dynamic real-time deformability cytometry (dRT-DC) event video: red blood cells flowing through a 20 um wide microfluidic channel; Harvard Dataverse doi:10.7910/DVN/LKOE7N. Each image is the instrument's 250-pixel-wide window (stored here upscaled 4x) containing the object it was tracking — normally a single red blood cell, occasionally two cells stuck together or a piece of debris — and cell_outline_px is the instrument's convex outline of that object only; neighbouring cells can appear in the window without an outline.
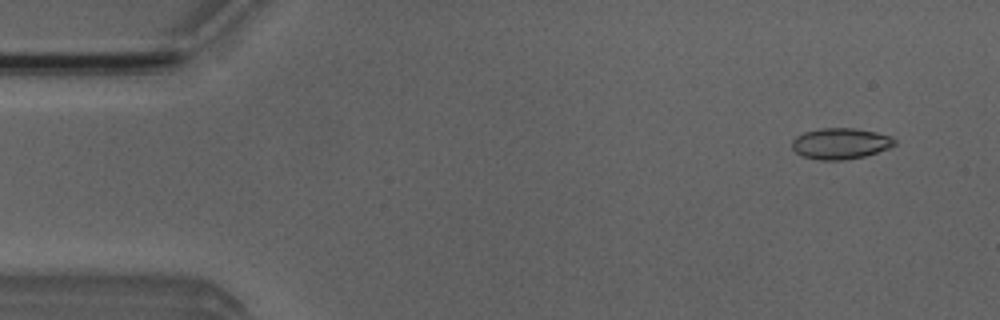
{"species": "Egyptian fruit bat (a non-hibernating species)", "species_latin": "Rousettus aegyptiacus", "temperature_condition": "room temperature", "stored_images_in_passage": 51, "camera_frame_rate_fps": 3000, "um_per_image_px": 0.085, "animal": {"sex": "male"}, "frame": {"image": 1, "passage_image": 4, "time_ms": 1.0, "image_size_px": [1000, 320], "cell_outline_px": [[896, 144], [888, 148], [864, 156], [844, 160], [820, 160], [804, 156], [796, 152], [792, 148], [792, 140], [796, 136], [804, 132], [820, 128], [856, 128], [876, 132], [892, 136], [896, 140]], "centroid_in_image_um": [71.45, 12.19], "position_along_channel_um": 13.6, "area_um2": 18.55}}
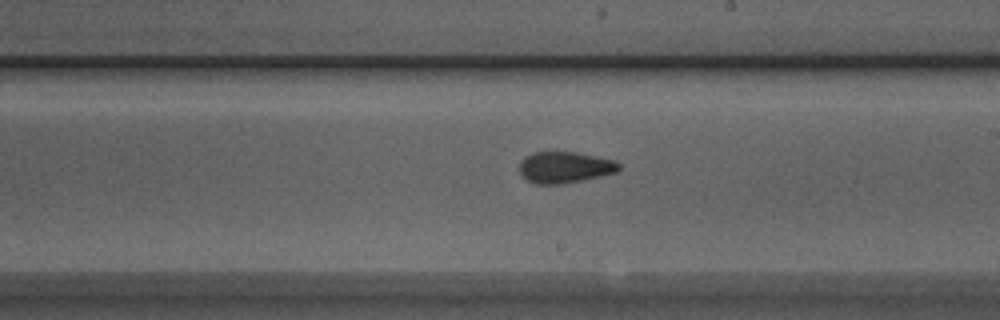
{"frame": {"image": 2, "passage_image": 29, "time_ms": 9.333, "image_size_px": [1000, 320], "cell_outline_px": [[620, 168], [616, 172], [600, 176], [560, 184], [536, 184], [528, 180], [520, 172], [520, 160], [524, 156], [532, 152], [576, 152], [616, 160], [620, 164]], "centroid_in_image_um": [48.0, 14.2], "position_along_channel_um": 241.0, "area_um2": 18.09}}
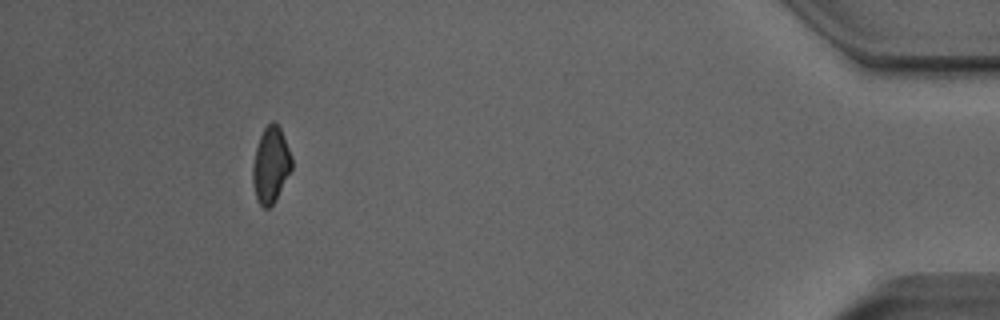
{"frame": {"image": 3, "passage_image": 47, "time_ms": 15.333, "image_size_px": [1000, 320], "cell_outline_px": [[292, 168], [276, 200], [268, 208], [264, 208], [256, 200], [252, 184], [252, 164], [256, 148], [260, 136], [264, 128], [272, 120], [280, 128], [292, 156]], "centroid_in_image_um": [23.0, 14.04], "position_along_channel_um": 412.2, "area_um2": 17.34}, "authors_computed_cell_mechanics": {"area_um2": 18.207, "velocity_mm_per_s": 3.9864, "shape_relaxation_time_tau1_ms": 6.8595, "shape_relaxation_time_tau2_ms": 1.6807, "deformation_change_tau1": 0.1345, "deformation_change_tau2": 0.0614}}